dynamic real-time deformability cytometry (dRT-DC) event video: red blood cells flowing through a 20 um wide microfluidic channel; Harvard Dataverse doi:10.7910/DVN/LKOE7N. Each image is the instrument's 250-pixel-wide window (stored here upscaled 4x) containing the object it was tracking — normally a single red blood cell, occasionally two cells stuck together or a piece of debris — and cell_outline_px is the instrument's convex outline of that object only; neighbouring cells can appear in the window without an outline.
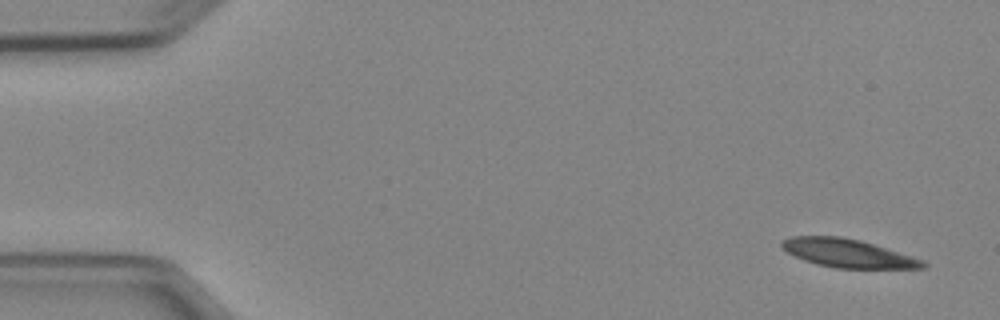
{"species": "Egyptian fruit bat (a non-hibernating species)", "species_latin": "Rousettus aegyptiacus", "temperature_condition": "cold", "stored_images_in_passage": 5, "camera_frame_rate_fps": 3000, "um_per_image_px": 0.085, "animal": {"sex": "female"}, "frame": {"image": 1, "passage_image": 1, "time_ms": 0.0, "image_size_px": [1000, 320], "cell_outline_px": [[928, 268], [836, 268], [816, 264], [804, 260], [780, 248], [780, 240], [792, 236], [840, 236], [860, 240], [924, 260], [928, 264]], "centroid_in_image_um": [72.04, 21.52], "position_along_channel_um": 13.0, "area_um2": 23.29}}
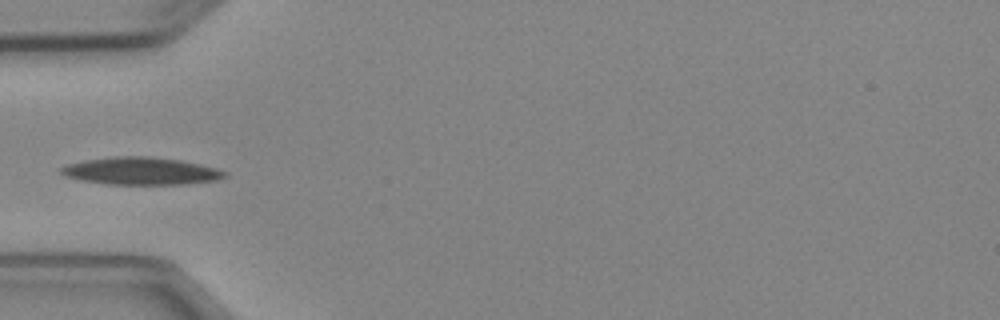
{"frame": {"image": 2, "passage_image": 4, "time_ms": 4.667, "image_size_px": [1000, 320], "cell_outline_px": [[228, 176], [216, 180], [184, 184], [108, 184], [80, 180], [64, 176], [60, 172], [60, 168], [68, 164], [84, 160], [112, 156], [148, 156], [180, 160], [200, 164], [216, 168], [228, 172]], "centroid_in_image_um": [11.98, 14.53], "position_along_channel_um": 73.0, "area_um2": 26.24}}
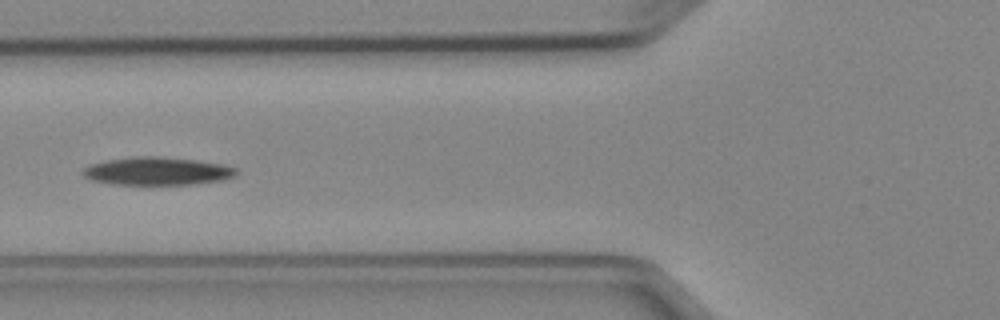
{"frame": {"image": 3, "passage_image": 5, "time_ms": 5.667, "image_size_px": [1000, 320], "cell_outline_px": [[236, 176], [224, 180], [192, 184], [112, 184], [92, 180], [84, 176], [80, 172], [88, 164], [108, 160], [132, 156], [156, 156], [196, 160], [224, 164], [236, 168]], "centroid_in_image_um": [13.35, 14.54], "position_along_channel_um": 112.4, "area_um2": 25.09}}